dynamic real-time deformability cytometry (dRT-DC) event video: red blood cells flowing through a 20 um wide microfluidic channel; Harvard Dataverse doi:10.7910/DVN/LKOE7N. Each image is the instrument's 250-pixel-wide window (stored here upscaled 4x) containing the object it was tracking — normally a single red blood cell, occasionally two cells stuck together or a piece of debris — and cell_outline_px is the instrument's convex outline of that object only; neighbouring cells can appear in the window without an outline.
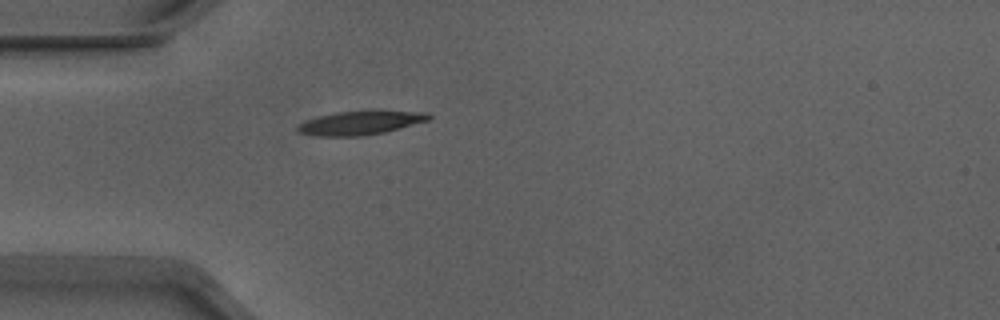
{"species": "Egyptian fruit bat (a non-hibernating species)", "species_latin": "Rousettus aegyptiacus", "temperature_condition": "warm", "stored_images_in_passage": 38, "camera_frame_rate_fps": 3000, "um_per_image_px": 0.085, "animal": {"sex": "male"}, "frame": {"image": 1, "passage_image": 1, "time_ms": 0.0, "image_size_px": [1000, 320], "cell_outline_px": [[432, 116], [428, 120], [384, 132], [364, 136], [316, 136], [296, 132], [296, 128], [304, 120], [336, 112], [380, 108], [428, 112]], "centroid_in_image_um": [30.68, 10.39], "position_along_channel_um": 54.3, "area_um2": 18.96}}
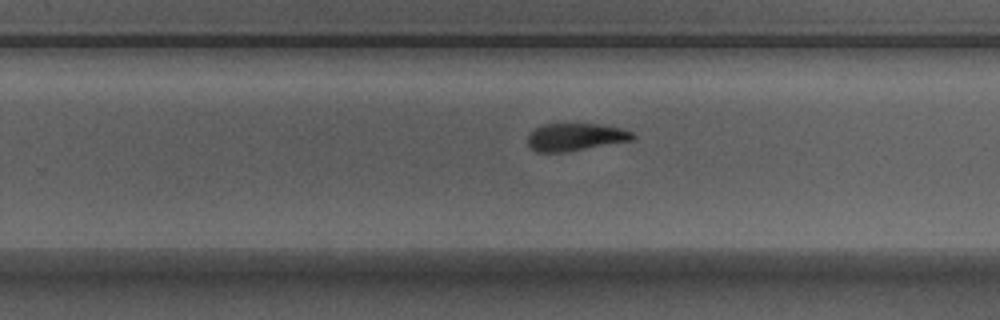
{"frame": {"image": 2, "passage_image": 19, "time_ms": 6.0, "image_size_px": [1000, 320], "cell_outline_px": [[636, 136], [632, 140], [564, 152], [536, 152], [528, 144], [528, 136], [536, 128], [544, 124], [600, 124], [620, 128], [632, 132]], "centroid_in_image_um": [48.91, 11.64], "position_along_channel_um": 280.9, "area_um2": 16.59}}
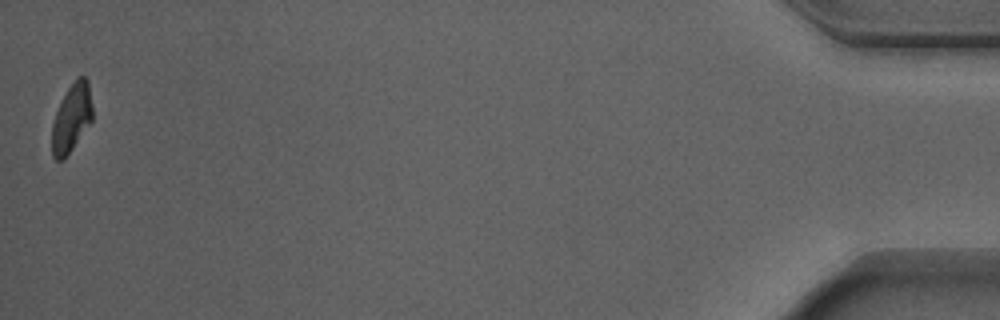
{"frame": {"image": 3, "passage_image": 38, "time_ms": 12.333, "image_size_px": [1000, 320], "cell_outline_px": [[92, 120], [64, 160], [56, 160], [52, 156], [52, 124], [56, 112], [68, 88], [76, 76], [84, 76], [88, 80], [92, 108]], "centroid_in_image_um": [6.08, 10.03], "position_along_channel_um": 429.1, "area_um2": 15.95}, "authors_computed_cell_mechanics": {"area_um2": 17.8602, "velocity_mm_per_s": 3.8949, "shape_relaxation_time_tau1_ms": 2.4822, "shape_relaxation_time_tau2_ms": 3.039, "deformation_change_tau1": 0.1548, "deformation_change_tau2": 0.1095}}